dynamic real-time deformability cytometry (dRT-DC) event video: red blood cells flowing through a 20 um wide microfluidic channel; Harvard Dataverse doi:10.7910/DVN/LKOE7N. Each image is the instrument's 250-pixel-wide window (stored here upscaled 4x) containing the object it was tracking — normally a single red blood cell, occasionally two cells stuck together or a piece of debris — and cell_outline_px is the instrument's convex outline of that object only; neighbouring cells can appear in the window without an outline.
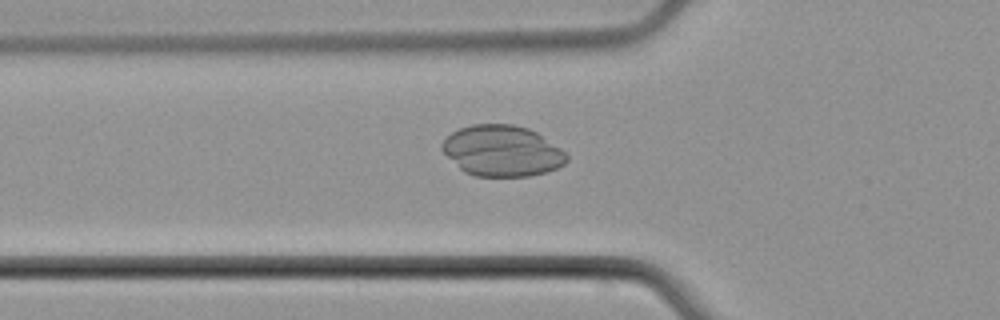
{"species": "common noctule bat (a hibernating species)", "species_latin": "Nyctalus noctula", "temperature_condition": "cold", "stored_images_in_passage": 5, "camera_frame_rate_fps": 3000, "um_per_image_px": 0.085, "animal": {"sex": "male", "body_mass_g": 21.5, "forearm_length_mm": 52.0}, "frame": {"image": 1, "passage_image": 5, "time_ms": 5.667, "image_size_px": [1000, 320], "cell_outline_px": [[568, 160], [564, 164], [548, 172], [528, 176], [476, 176], [464, 172], [440, 148], [440, 144], [452, 132], [460, 128], [472, 124], [512, 124], [528, 128], [536, 132], [560, 148], [568, 156]], "centroid_in_image_um": [42.68, 12.82], "position_along_channel_um": 83.1, "area_um2": 36.82}}